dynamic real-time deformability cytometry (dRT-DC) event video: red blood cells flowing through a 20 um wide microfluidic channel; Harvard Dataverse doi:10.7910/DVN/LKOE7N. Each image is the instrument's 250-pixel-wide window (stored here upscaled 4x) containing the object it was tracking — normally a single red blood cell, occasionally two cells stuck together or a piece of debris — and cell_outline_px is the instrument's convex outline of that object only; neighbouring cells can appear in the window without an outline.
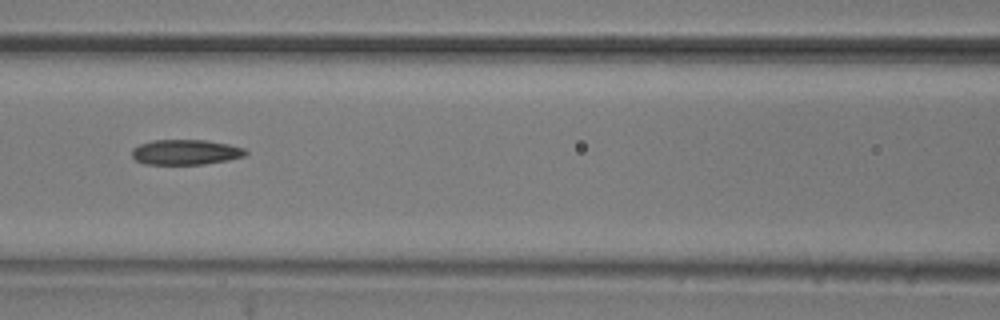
{"species": "common noctule bat (a hibernating species)", "species_latin": "Nyctalus noctula", "temperature_condition": "room temperature", "stored_images_in_passage": 9, "camera_frame_rate_fps": 3000, "um_per_image_px": 0.085, "animal": {"sex": "male", "body_mass_g": 20.5, "forearm_length_mm": 52.5}, "frame": {"image": 1, "passage_image": 6, "time_ms": 1.667, "image_size_px": [1000, 320], "cell_outline_px": [[248, 152], [244, 156], [228, 160], [204, 164], [144, 164], [136, 160], [132, 156], [132, 148], [140, 144], [152, 140], [208, 140], [228, 144], [244, 148]], "centroid_in_image_um": [15.77, 12.93], "position_along_channel_um": 150.8, "area_um2": 16.7}}
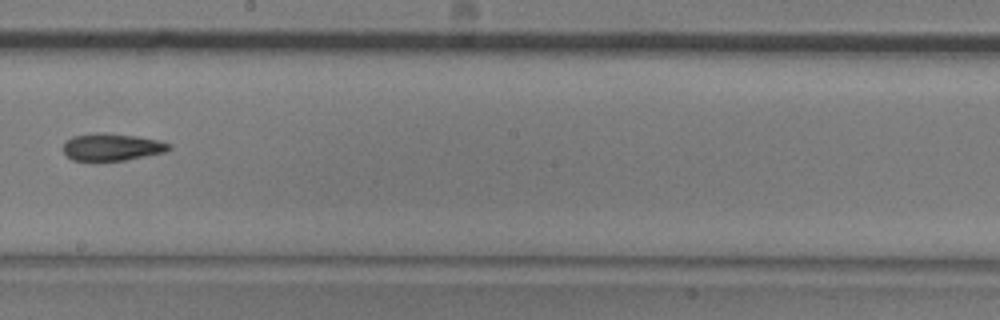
{"frame": {"image": 2, "passage_image": 8, "time_ms": 2.333, "image_size_px": [1000, 320], "cell_outline_px": [[172, 148], [164, 152], [124, 160], [72, 160], [64, 152], [64, 144], [72, 136], [96, 132], [108, 132], [136, 136], [156, 140], [172, 144]], "centroid_in_image_um": [9.51, 12.48], "position_along_channel_um": 238.7, "area_um2": 16.65}}
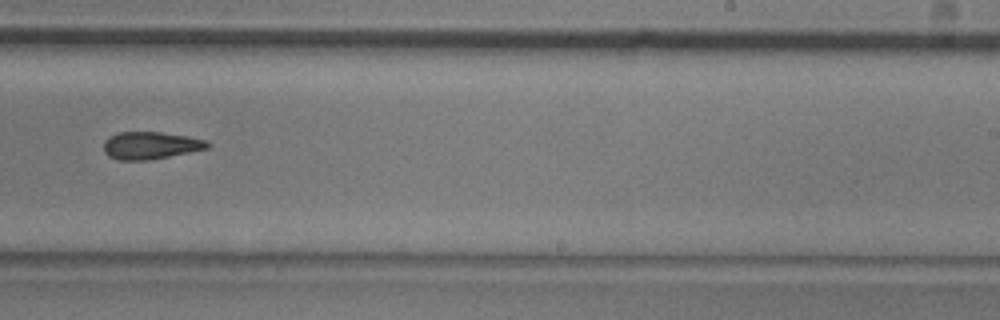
{"frame": {"image": 3, "passage_image": 9, "time_ms": 2.667, "image_size_px": [1000, 320], "cell_outline_px": [[212, 144], [208, 148], [148, 160], [120, 160], [108, 156], [104, 152], [104, 140], [108, 136], [120, 132], [160, 132], [188, 136], [208, 140]], "centroid_in_image_um": [12.79, 12.35], "position_along_channel_um": 276.2, "area_um2": 16.59}}